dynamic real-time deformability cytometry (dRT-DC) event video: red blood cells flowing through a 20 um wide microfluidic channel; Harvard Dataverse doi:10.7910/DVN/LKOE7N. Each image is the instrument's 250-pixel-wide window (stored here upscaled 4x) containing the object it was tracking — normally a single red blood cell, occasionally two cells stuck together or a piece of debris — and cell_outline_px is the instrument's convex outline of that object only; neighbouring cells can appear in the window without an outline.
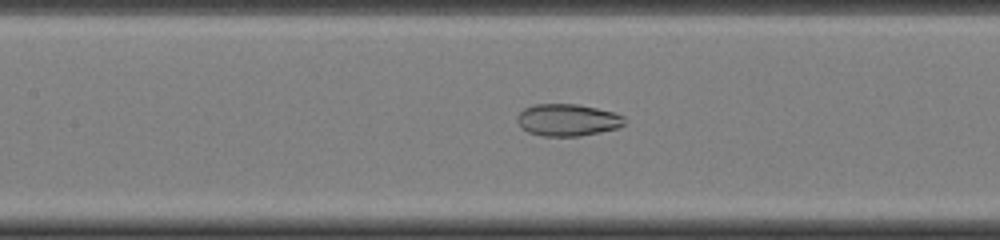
{"species": "common noctule bat (a hibernating species)", "species_latin": "Nyctalus noctula", "temperature_condition": "cold", "stored_images_in_passage": 37, "camera_frame_rate_fps": 3000, "um_per_image_px": 0.085, "animal": {"sex": "female", "body_mass_g": 22.0, "forearm_length_mm": 56.7}, "frame": {"image": 1, "passage_image": 11, "time_ms": 3.333, "image_size_px": [1000, 240], "cell_outline_px": [[628, 120], [624, 124], [616, 128], [600, 132], [580, 136], [540, 136], [528, 132], [520, 128], [516, 120], [516, 116], [524, 108], [532, 104], [576, 104], [616, 112], [624, 116]], "centroid_in_image_um": [48.22, 10.2], "position_along_channel_um": 159.2, "area_um2": 20.35}}
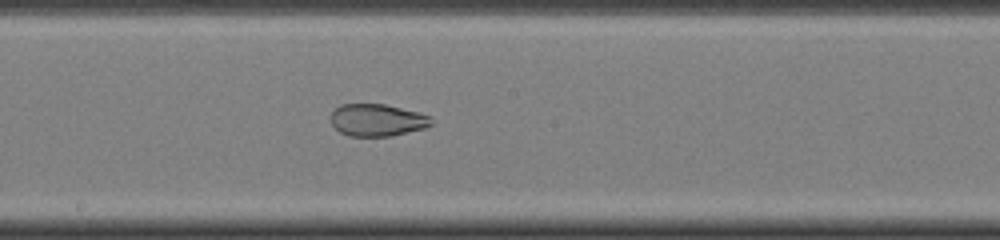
{"frame": {"image": 2, "passage_image": 15, "time_ms": 4.667, "image_size_px": [1000, 240], "cell_outline_px": [[432, 124], [424, 128], [392, 136], [348, 136], [340, 132], [332, 124], [332, 112], [340, 104], [384, 104], [416, 112], [428, 116], [432, 120]], "centroid_in_image_um": [32.04, 10.21], "position_along_channel_um": 216.2, "area_um2": 18.61}}
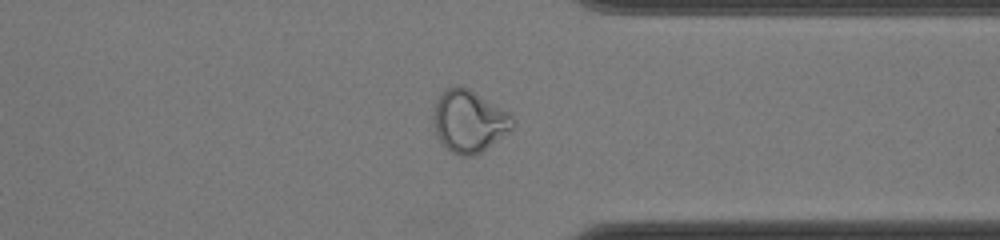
{"frame": {"image": 3, "passage_image": 26, "time_ms": 8.333, "image_size_px": [1000, 240], "cell_outline_px": [[516, 124], [508, 132], [480, 152], [472, 156], [460, 156], [452, 152], [436, 136], [432, 124], [432, 116], [436, 100], [444, 88], [460, 84], [468, 88], [512, 112], [516, 120]], "centroid_in_image_um": [39.87, 10.26], "position_along_channel_um": 371.5, "area_um2": 29.25}}